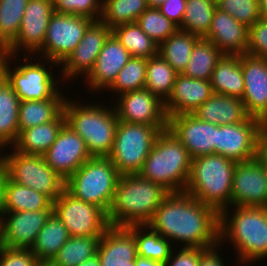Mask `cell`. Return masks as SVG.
Returning <instances> with one entry per match:
<instances>
[{"label": "cell", "mask_w": 267, "mask_h": 266, "mask_svg": "<svg viewBox=\"0 0 267 266\" xmlns=\"http://www.w3.org/2000/svg\"><path fill=\"white\" fill-rule=\"evenodd\" d=\"M220 214L185 193H170L146 224L162 237L184 243L183 248L220 245Z\"/></svg>", "instance_id": "6da1fadb"}, {"label": "cell", "mask_w": 267, "mask_h": 266, "mask_svg": "<svg viewBox=\"0 0 267 266\" xmlns=\"http://www.w3.org/2000/svg\"><path fill=\"white\" fill-rule=\"evenodd\" d=\"M170 194L162 185L139 174L120 175L107 220L110 226L146 225Z\"/></svg>", "instance_id": "7a4b0ae2"}, {"label": "cell", "mask_w": 267, "mask_h": 266, "mask_svg": "<svg viewBox=\"0 0 267 266\" xmlns=\"http://www.w3.org/2000/svg\"><path fill=\"white\" fill-rule=\"evenodd\" d=\"M234 207L232 216L229 215L228 208L220 213V244L228 239L234 244L238 251L237 259H240L238 263L242 261L244 264L266 258L267 207Z\"/></svg>", "instance_id": "3957f363"}, {"label": "cell", "mask_w": 267, "mask_h": 266, "mask_svg": "<svg viewBox=\"0 0 267 266\" xmlns=\"http://www.w3.org/2000/svg\"><path fill=\"white\" fill-rule=\"evenodd\" d=\"M237 162L219 154L192 159L185 193L212 207L219 214L231 206V191Z\"/></svg>", "instance_id": "277c9868"}, {"label": "cell", "mask_w": 267, "mask_h": 266, "mask_svg": "<svg viewBox=\"0 0 267 266\" xmlns=\"http://www.w3.org/2000/svg\"><path fill=\"white\" fill-rule=\"evenodd\" d=\"M191 163L192 158L188 150L169 129H166L157 136L138 174L162 185L170 193L184 192Z\"/></svg>", "instance_id": "5b68a950"}, {"label": "cell", "mask_w": 267, "mask_h": 266, "mask_svg": "<svg viewBox=\"0 0 267 266\" xmlns=\"http://www.w3.org/2000/svg\"><path fill=\"white\" fill-rule=\"evenodd\" d=\"M67 97L63 106L65 124L85 141L92 157H108L119 122L114 107L94 103L80 105Z\"/></svg>", "instance_id": "8992f818"}, {"label": "cell", "mask_w": 267, "mask_h": 266, "mask_svg": "<svg viewBox=\"0 0 267 266\" xmlns=\"http://www.w3.org/2000/svg\"><path fill=\"white\" fill-rule=\"evenodd\" d=\"M120 174L108 157H92L65 183L75 198L92 203L108 212Z\"/></svg>", "instance_id": "52a82bcc"}, {"label": "cell", "mask_w": 267, "mask_h": 266, "mask_svg": "<svg viewBox=\"0 0 267 266\" xmlns=\"http://www.w3.org/2000/svg\"><path fill=\"white\" fill-rule=\"evenodd\" d=\"M168 127L131 124L119 121L114 145L108 158L120 175L138 174L157 136Z\"/></svg>", "instance_id": "ba28073f"}, {"label": "cell", "mask_w": 267, "mask_h": 266, "mask_svg": "<svg viewBox=\"0 0 267 266\" xmlns=\"http://www.w3.org/2000/svg\"><path fill=\"white\" fill-rule=\"evenodd\" d=\"M2 154L6 175L15 183L31 187L54 202L65 190L66 181L45 161L43 155L11 151Z\"/></svg>", "instance_id": "9c48e42d"}, {"label": "cell", "mask_w": 267, "mask_h": 266, "mask_svg": "<svg viewBox=\"0 0 267 266\" xmlns=\"http://www.w3.org/2000/svg\"><path fill=\"white\" fill-rule=\"evenodd\" d=\"M3 55L5 77L11 83L13 90L21 101L50 99L59 91L56 87L59 81L55 80L51 69L49 71L48 67L46 68V65L49 67L54 64L58 65L56 62L44 59V65L38 59V62L32 63L33 56L28 58L25 53L22 57L25 59L23 62H25L12 69L9 62L11 63L14 59L13 56L10 54ZM48 63L52 64L49 65Z\"/></svg>", "instance_id": "30bf717a"}, {"label": "cell", "mask_w": 267, "mask_h": 266, "mask_svg": "<svg viewBox=\"0 0 267 266\" xmlns=\"http://www.w3.org/2000/svg\"><path fill=\"white\" fill-rule=\"evenodd\" d=\"M53 213L66 226L70 237L102 236L110 227L102 208L75 198L66 189L53 202Z\"/></svg>", "instance_id": "8fae6325"}, {"label": "cell", "mask_w": 267, "mask_h": 266, "mask_svg": "<svg viewBox=\"0 0 267 266\" xmlns=\"http://www.w3.org/2000/svg\"><path fill=\"white\" fill-rule=\"evenodd\" d=\"M94 20L80 15L54 12L50 18L43 46L36 52L60 65L76 48Z\"/></svg>", "instance_id": "7c38bea8"}, {"label": "cell", "mask_w": 267, "mask_h": 266, "mask_svg": "<svg viewBox=\"0 0 267 266\" xmlns=\"http://www.w3.org/2000/svg\"><path fill=\"white\" fill-rule=\"evenodd\" d=\"M259 119L249 116L237 124L217 125L215 154L235 162L258 157L260 144Z\"/></svg>", "instance_id": "4fadbf2b"}, {"label": "cell", "mask_w": 267, "mask_h": 266, "mask_svg": "<svg viewBox=\"0 0 267 266\" xmlns=\"http://www.w3.org/2000/svg\"><path fill=\"white\" fill-rule=\"evenodd\" d=\"M54 12L52 0H29L21 19L20 31L2 54L17 57L18 51L23 49L29 56L30 53L35 55L43 46L48 24Z\"/></svg>", "instance_id": "5bb4252c"}, {"label": "cell", "mask_w": 267, "mask_h": 266, "mask_svg": "<svg viewBox=\"0 0 267 266\" xmlns=\"http://www.w3.org/2000/svg\"><path fill=\"white\" fill-rule=\"evenodd\" d=\"M232 206L267 207V168L259 156L237 162L231 191Z\"/></svg>", "instance_id": "9a60e30c"}, {"label": "cell", "mask_w": 267, "mask_h": 266, "mask_svg": "<svg viewBox=\"0 0 267 266\" xmlns=\"http://www.w3.org/2000/svg\"><path fill=\"white\" fill-rule=\"evenodd\" d=\"M118 100L116 99L117 103H115L114 109L119 121L168 127L164 102L147 88L124 93L119 96Z\"/></svg>", "instance_id": "2e32d148"}, {"label": "cell", "mask_w": 267, "mask_h": 266, "mask_svg": "<svg viewBox=\"0 0 267 266\" xmlns=\"http://www.w3.org/2000/svg\"><path fill=\"white\" fill-rule=\"evenodd\" d=\"M43 158L66 181L92 156L85 141L64 124L53 145L43 154Z\"/></svg>", "instance_id": "e0dca14e"}, {"label": "cell", "mask_w": 267, "mask_h": 266, "mask_svg": "<svg viewBox=\"0 0 267 266\" xmlns=\"http://www.w3.org/2000/svg\"><path fill=\"white\" fill-rule=\"evenodd\" d=\"M168 129L188 150L192 159L215 154L217 125L202 121L193 114H180L168 118Z\"/></svg>", "instance_id": "ac0fdd59"}, {"label": "cell", "mask_w": 267, "mask_h": 266, "mask_svg": "<svg viewBox=\"0 0 267 266\" xmlns=\"http://www.w3.org/2000/svg\"><path fill=\"white\" fill-rule=\"evenodd\" d=\"M111 34V28L100 20L93 21L86 29L83 38L76 48L61 63L62 77L67 79L84 75L86 78L92 71L96 58L103 48L105 40Z\"/></svg>", "instance_id": "d6986e66"}, {"label": "cell", "mask_w": 267, "mask_h": 266, "mask_svg": "<svg viewBox=\"0 0 267 266\" xmlns=\"http://www.w3.org/2000/svg\"><path fill=\"white\" fill-rule=\"evenodd\" d=\"M52 213L53 210L4 212L1 220V246L31 249Z\"/></svg>", "instance_id": "ffe728a7"}, {"label": "cell", "mask_w": 267, "mask_h": 266, "mask_svg": "<svg viewBox=\"0 0 267 266\" xmlns=\"http://www.w3.org/2000/svg\"><path fill=\"white\" fill-rule=\"evenodd\" d=\"M244 77L242 101L247 114L260 118L267 111V58L241 55Z\"/></svg>", "instance_id": "44dd1931"}, {"label": "cell", "mask_w": 267, "mask_h": 266, "mask_svg": "<svg viewBox=\"0 0 267 266\" xmlns=\"http://www.w3.org/2000/svg\"><path fill=\"white\" fill-rule=\"evenodd\" d=\"M214 94L210 80L193 79L178 74L168 99L164 102L167 117L192 114Z\"/></svg>", "instance_id": "7402d4cb"}, {"label": "cell", "mask_w": 267, "mask_h": 266, "mask_svg": "<svg viewBox=\"0 0 267 266\" xmlns=\"http://www.w3.org/2000/svg\"><path fill=\"white\" fill-rule=\"evenodd\" d=\"M248 33L246 25L216 7L204 39L211 41L224 55H242L247 52Z\"/></svg>", "instance_id": "603a6c76"}, {"label": "cell", "mask_w": 267, "mask_h": 266, "mask_svg": "<svg viewBox=\"0 0 267 266\" xmlns=\"http://www.w3.org/2000/svg\"><path fill=\"white\" fill-rule=\"evenodd\" d=\"M131 57L128 50L111 33L105 40L91 73L86 77L89 89L96 93L104 88L108 89Z\"/></svg>", "instance_id": "cb8c5ba5"}, {"label": "cell", "mask_w": 267, "mask_h": 266, "mask_svg": "<svg viewBox=\"0 0 267 266\" xmlns=\"http://www.w3.org/2000/svg\"><path fill=\"white\" fill-rule=\"evenodd\" d=\"M96 254L101 266H135V235L127 227L110 226L101 236Z\"/></svg>", "instance_id": "d4e9b609"}, {"label": "cell", "mask_w": 267, "mask_h": 266, "mask_svg": "<svg viewBox=\"0 0 267 266\" xmlns=\"http://www.w3.org/2000/svg\"><path fill=\"white\" fill-rule=\"evenodd\" d=\"M192 114L202 121L219 126L237 124L249 117L242 99L215 93Z\"/></svg>", "instance_id": "484cf974"}, {"label": "cell", "mask_w": 267, "mask_h": 266, "mask_svg": "<svg viewBox=\"0 0 267 266\" xmlns=\"http://www.w3.org/2000/svg\"><path fill=\"white\" fill-rule=\"evenodd\" d=\"M64 124L62 111L53 121L22 130L12 147L24 154L43 155L53 145Z\"/></svg>", "instance_id": "4316f807"}, {"label": "cell", "mask_w": 267, "mask_h": 266, "mask_svg": "<svg viewBox=\"0 0 267 266\" xmlns=\"http://www.w3.org/2000/svg\"><path fill=\"white\" fill-rule=\"evenodd\" d=\"M210 82L215 94L242 99L244 77L241 55H223L213 70Z\"/></svg>", "instance_id": "83f0119b"}, {"label": "cell", "mask_w": 267, "mask_h": 266, "mask_svg": "<svg viewBox=\"0 0 267 266\" xmlns=\"http://www.w3.org/2000/svg\"><path fill=\"white\" fill-rule=\"evenodd\" d=\"M53 210V202L31 187L13 182L6 174L3 184V211Z\"/></svg>", "instance_id": "f1b7e54d"}, {"label": "cell", "mask_w": 267, "mask_h": 266, "mask_svg": "<svg viewBox=\"0 0 267 266\" xmlns=\"http://www.w3.org/2000/svg\"><path fill=\"white\" fill-rule=\"evenodd\" d=\"M65 99L59 90L50 99L21 101L18 113L19 133L30 127L53 121L63 111Z\"/></svg>", "instance_id": "f546056e"}, {"label": "cell", "mask_w": 267, "mask_h": 266, "mask_svg": "<svg viewBox=\"0 0 267 266\" xmlns=\"http://www.w3.org/2000/svg\"><path fill=\"white\" fill-rule=\"evenodd\" d=\"M21 100L5 77L0 82V144L13 145L19 135L18 113Z\"/></svg>", "instance_id": "4dcf8cb0"}, {"label": "cell", "mask_w": 267, "mask_h": 266, "mask_svg": "<svg viewBox=\"0 0 267 266\" xmlns=\"http://www.w3.org/2000/svg\"><path fill=\"white\" fill-rule=\"evenodd\" d=\"M69 238L66 226L52 213L30 250L39 261H52Z\"/></svg>", "instance_id": "1f68e13d"}, {"label": "cell", "mask_w": 267, "mask_h": 266, "mask_svg": "<svg viewBox=\"0 0 267 266\" xmlns=\"http://www.w3.org/2000/svg\"><path fill=\"white\" fill-rule=\"evenodd\" d=\"M200 37L178 29L158 45V54L179 74L187 68L192 49Z\"/></svg>", "instance_id": "d6a6232c"}, {"label": "cell", "mask_w": 267, "mask_h": 266, "mask_svg": "<svg viewBox=\"0 0 267 266\" xmlns=\"http://www.w3.org/2000/svg\"><path fill=\"white\" fill-rule=\"evenodd\" d=\"M224 54L209 40L200 38L194 45L187 68L182 73L193 79L210 80Z\"/></svg>", "instance_id": "836d02e7"}, {"label": "cell", "mask_w": 267, "mask_h": 266, "mask_svg": "<svg viewBox=\"0 0 267 266\" xmlns=\"http://www.w3.org/2000/svg\"><path fill=\"white\" fill-rule=\"evenodd\" d=\"M111 33L132 57L149 59L158 54V44L137 23L117 25L111 29Z\"/></svg>", "instance_id": "e575fe53"}, {"label": "cell", "mask_w": 267, "mask_h": 266, "mask_svg": "<svg viewBox=\"0 0 267 266\" xmlns=\"http://www.w3.org/2000/svg\"><path fill=\"white\" fill-rule=\"evenodd\" d=\"M127 228L135 235L137 255L162 263H166L170 258L173 250L172 242L152 230L148 225H130Z\"/></svg>", "instance_id": "d590c367"}, {"label": "cell", "mask_w": 267, "mask_h": 266, "mask_svg": "<svg viewBox=\"0 0 267 266\" xmlns=\"http://www.w3.org/2000/svg\"><path fill=\"white\" fill-rule=\"evenodd\" d=\"M177 73L159 54L147 59V72L144 87L165 102L172 91Z\"/></svg>", "instance_id": "8d00e7d4"}, {"label": "cell", "mask_w": 267, "mask_h": 266, "mask_svg": "<svg viewBox=\"0 0 267 266\" xmlns=\"http://www.w3.org/2000/svg\"><path fill=\"white\" fill-rule=\"evenodd\" d=\"M100 21L111 29L120 24L136 23L138 17L147 10V0H101Z\"/></svg>", "instance_id": "74e56055"}, {"label": "cell", "mask_w": 267, "mask_h": 266, "mask_svg": "<svg viewBox=\"0 0 267 266\" xmlns=\"http://www.w3.org/2000/svg\"><path fill=\"white\" fill-rule=\"evenodd\" d=\"M216 7L214 0H186L183 22L178 29L204 38L211 27Z\"/></svg>", "instance_id": "f35d334b"}, {"label": "cell", "mask_w": 267, "mask_h": 266, "mask_svg": "<svg viewBox=\"0 0 267 266\" xmlns=\"http://www.w3.org/2000/svg\"><path fill=\"white\" fill-rule=\"evenodd\" d=\"M101 236L70 237L52 262L57 266H78L97 253Z\"/></svg>", "instance_id": "ab89813d"}, {"label": "cell", "mask_w": 267, "mask_h": 266, "mask_svg": "<svg viewBox=\"0 0 267 266\" xmlns=\"http://www.w3.org/2000/svg\"><path fill=\"white\" fill-rule=\"evenodd\" d=\"M29 0H0V53L16 38Z\"/></svg>", "instance_id": "60d3db41"}, {"label": "cell", "mask_w": 267, "mask_h": 266, "mask_svg": "<svg viewBox=\"0 0 267 266\" xmlns=\"http://www.w3.org/2000/svg\"><path fill=\"white\" fill-rule=\"evenodd\" d=\"M147 72V59L131 57L119 71L109 90L120 96L124 93L144 88Z\"/></svg>", "instance_id": "b9f144b4"}, {"label": "cell", "mask_w": 267, "mask_h": 266, "mask_svg": "<svg viewBox=\"0 0 267 266\" xmlns=\"http://www.w3.org/2000/svg\"><path fill=\"white\" fill-rule=\"evenodd\" d=\"M136 23L158 45L178 30V27L163 15L158 8L149 7L138 17Z\"/></svg>", "instance_id": "7bdbcfd3"}, {"label": "cell", "mask_w": 267, "mask_h": 266, "mask_svg": "<svg viewBox=\"0 0 267 266\" xmlns=\"http://www.w3.org/2000/svg\"><path fill=\"white\" fill-rule=\"evenodd\" d=\"M217 7L248 28L262 18L258 0H223Z\"/></svg>", "instance_id": "ee69618b"}, {"label": "cell", "mask_w": 267, "mask_h": 266, "mask_svg": "<svg viewBox=\"0 0 267 266\" xmlns=\"http://www.w3.org/2000/svg\"><path fill=\"white\" fill-rule=\"evenodd\" d=\"M57 13L80 15L98 21L102 12L99 0H52ZM96 16V17H95Z\"/></svg>", "instance_id": "f6af8a7d"}, {"label": "cell", "mask_w": 267, "mask_h": 266, "mask_svg": "<svg viewBox=\"0 0 267 266\" xmlns=\"http://www.w3.org/2000/svg\"><path fill=\"white\" fill-rule=\"evenodd\" d=\"M247 54L267 58V20L259 19L249 27Z\"/></svg>", "instance_id": "bcb514c9"}, {"label": "cell", "mask_w": 267, "mask_h": 266, "mask_svg": "<svg viewBox=\"0 0 267 266\" xmlns=\"http://www.w3.org/2000/svg\"><path fill=\"white\" fill-rule=\"evenodd\" d=\"M39 260L30 249L0 245V266H38Z\"/></svg>", "instance_id": "7dc6e473"}, {"label": "cell", "mask_w": 267, "mask_h": 266, "mask_svg": "<svg viewBox=\"0 0 267 266\" xmlns=\"http://www.w3.org/2000/svg\"><path fill=\"white\" fill-rule=\"evenodd\" d=\"M207 249L202 248H181L174 256L173 251L165 266H198L201 255Z\"/></svg>", "instance_id": "c3c4849f"}, {"label": "cell", "mask_w": 267, "mask_h": 266, "mask_svg": "<svg viewBox=\"0 0 267 266\" xmlns=\"http://www.w3.org/2000/svg\"><path fill=\"white\" fill-rule=\"evenodd\" d=\"M158 10L179 28L183 22L186 0H166Z\"/></svg>", "instance_id": "681fc988"}, {"label": "cell", "mask_w": 267, "mask_h": 266, "mask_svg": "<svg viewBox=\"0 0 267 266\" xmlns=\"http://www.w3.org/2000/svg\"><path fill=\"white\" fill-rule=\"evenodd\" d=\"M216 246L207 249L200 257L198 266H225Z\"/></svg>", "instance_id": "f907efd6"}, {"label": "cell", "mask_w": 267, "mask_h": 266, "mask_svg": "<svg viewBox=\"0 0 267 266\" xmlns=\"http://www.w3.org/2000/svg\"><path fill=\"white\" fill-rule=\"evenodd\" d=\"M135 266H165V263L137 255L135 259Z\"/></svg>", "instance_id": "816d5d0a"}, {"label": "cell", "mask_w": 267, "mask_h": 266, "mask_svg": "<svg viewBox=\"0 0 267 266\" xmlns=\"http://www.w3.org/2000/svg\"><path fill=\"white\" fill-rule=\"evenodd\" d=\"M260 140L267 142V111L259 118Z\"/></svg>", "instance_id": "f5cc1de1"}, {"label": "cell", "mask_w": 267, "mask_h": 266, "mask_svg": "<svg viewBox=\"0 0 267 266\" xmlns=\"http://www.w3.org/2000/svg\"><path fill=\"white\" fill-rule=\"evenodd\" d=\"M5 170L3 165L0 164V221L3 218L4 211H3V184L5 181Z\"/></svg>", "instance_id": "db71d44e"}, {"label": "cell", "mask_w": 267, "mask_h": 266, "mask_svg": "<svg viewBox=\"0 0 267 266\" xmlns=\"http://www.w3.org/2000/svg\"><path fill=\"white\" fill-rule=\"evenodd\" d=\"M258 156L264 162L267 168V142L260 141Z\"/></svg>", "instance_id": "11a10c76"}, {"label": "cell", "mask_w": 267, "mask_h": 266, "mask_svg": "<svg viewBox=\"0 0 267 266\" xmlns=\"http://www.w3.org/2000/svg\"><path fill=\"white\" fill-rule=\"evenodd\" d=\"M78 266H101L99 257L97 254H95L93 257L87 259L86 261H83Z\"/></svg>", "instance_id": "9f6ffc18"}, {"label": "cell", "mask_w": 267, "mask_h": 266, "mask_svg": "<svg viewBox=\"0 0 267 266\" xmlns=\"http://www.w3.org/2000/svg\"><path fill=\"white\" fill-rule=\"evenodd\" d=\"M262 19L267 20V0H258Z\"/></svg>", "instance_id": "6f0895ef"}, {"label": "cell", "mask_w": 267, "mask_h": 266, "mask_svg": "<svg viewBox=\"0 0 267 266\" xmlns=\"http://www.w3.org/2000/svg\"><path fill=\"white\" fill-rule=\"evenodd\" d=\"M166 0H147L148 7L159 8Z\"/></svg>", "instance_id": "680465c9"}, {"label": "cell", "mask_w": 267, "mask_h": 266, "mask_svg": "<svg viewBox=\"0 0 267 266\" xmlns=\"http://www.w3.org/2000/svg\"><path fill=\"white\" fill-rule=\"evenodd\" d=\"M5 78L4 55L0 53V82Z\"/></svg>", "instance_id": "91938a15"}, {"label": "cell", "mask_w": 267, "mask_h": 266, "mask_svg": "<svg viewBox=\"0 0 267 266\" xmlns=\"http://www.w3.org/2000/svg\"><path fill=\"white\" fill-rule=\"evenodd\" d=\"M38 266H57L52 261H39Z\"/></svg>", "instance_id": "94428289"}, {"label": "cell", "mask_w": 267, "mask_h": 266, "mask_svg": "<svg viewBox=\"0 0 267 266\" xmlns=\"http://www.w3.org/2000/svg\"><path fill=\"white\" fill-rule=\"evenodd\" d=\"M0 149H5L1 144H0ZM0 152H2V150H0ZM1 157H0V164H2V162H3V156L2 155H0Z\"/></svg>", "instance_id": "6125c7cd"}, {"label": "cell", "mask_w": 267, "mask_h": 266, "mask_svg": "<svg viewBox=\"0 0 267 266\" xmlns=\"http://www.w3.org/2000/svg\"><path fill=\"white\" fill-rule=\"evenodd\" d=\"M0 245H1V221H0Z\"/></svg>", "instance_id": "be15d7a7"}, {"label": "cell", "mask_w": 267, "mask_h": 266, "mask_svg": "<svg viewBox=\"0 0 267 266\" xmlns=\"http://www.w3.org/2000/svg\"><path fill=\"white\" fill-rule=\"evenodd\" d=\"M221 1H223V0H214V2H215L216 4H218V3L221 2Z\"/></svg>", "instance_id": "e7e4bbea"}]
</instances>
